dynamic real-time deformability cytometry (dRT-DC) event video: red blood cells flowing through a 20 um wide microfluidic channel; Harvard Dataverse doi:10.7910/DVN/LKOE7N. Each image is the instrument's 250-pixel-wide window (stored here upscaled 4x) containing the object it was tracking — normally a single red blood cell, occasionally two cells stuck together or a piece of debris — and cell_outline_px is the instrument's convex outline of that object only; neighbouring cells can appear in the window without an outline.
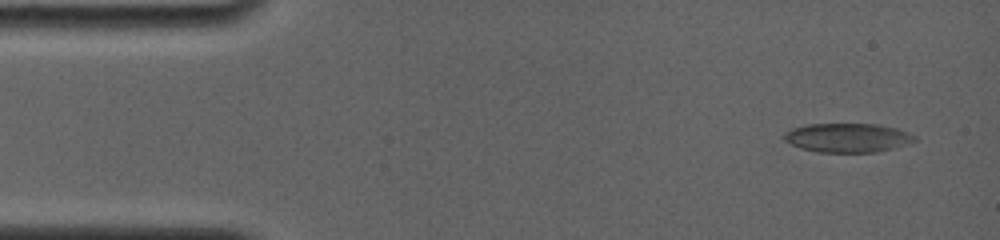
{"species": "common noctule bat (a hibernating species)", "species_latin": "Nyctalus noctula", "temperature_condition": "room temperature", "stored_images_in_passage": 5, "camera_frame_rate_fps": 4000, "um_per_image_px": 0.085, "animal": {"sex": "female", "body_mass_g": 19.0, "forearm_length_mm": 56.7}, "frame": {"image": 1, "passage_image": 1, "time_ms": 0.0, "image_size_px": [1000, 240], "cell_outline_px": [[916, 140], [892, 148], [876, 152], [816, 152], [800, 148], [784, 140], [784, 132], [792, 128], [804, 124], [876, 124], [896, 128], [908, 132], [916, 136]], "centroid_in_image_um": [72.0, 11.7], "position_along_channel_um": 13.0, "area_um2": 22.02}}
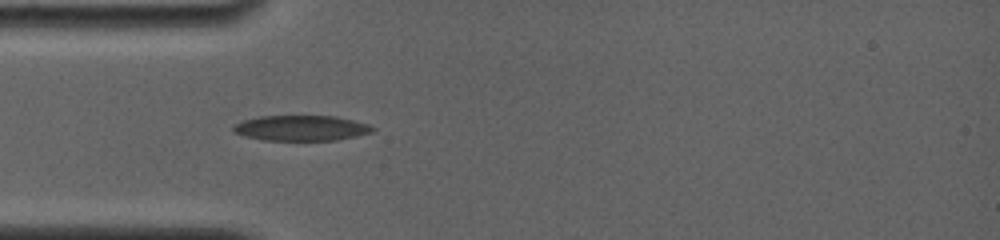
{"frame": {"image": 2, "passage_image": 5, "time_ms": 3.75, "image_size_px": [1000, 240], "cell_outline_px": [[376, 128], [372, 132], [356, 136], [336, 140], [264, 140], [232, 132], [232, 128], [236, 124], [244, 120], [260, 116], [332, 116], [352, 120], [368, 124]], "centroid_in_image_um": [25.61, 10.88], "position_along_channel_um": 59.4, "area_um2": 20.35}}